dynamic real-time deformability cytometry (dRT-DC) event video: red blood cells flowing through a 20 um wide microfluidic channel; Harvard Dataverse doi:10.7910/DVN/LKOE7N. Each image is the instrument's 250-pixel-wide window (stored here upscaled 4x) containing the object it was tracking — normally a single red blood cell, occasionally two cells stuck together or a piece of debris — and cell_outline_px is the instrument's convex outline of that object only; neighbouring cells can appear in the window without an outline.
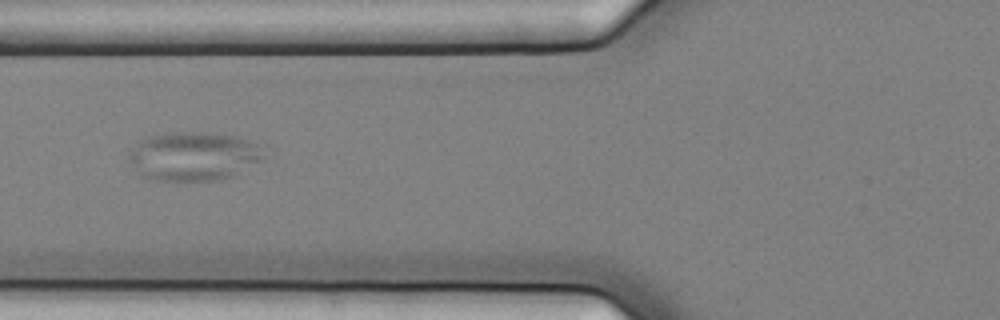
{"species": "common noctule bat (a hibernating species)", "species_latin": "Nyctalus noctula", "temperature_condition": "cold", "stored_images_in_passage": 3, "camera_frame_rate_fps": 3000, "um_per_image_px": 0.085, "animal": {"sex": "female", "body_mass_g": 25.1}, "frame": {"image": 1, "passage_image": 3, "time_ms": 0.667, "image_size_px": [1000, 320], "cell_outline_px": [[264, 160], [236, 176], [220, 180], [152, 180], [140, 176], [132, 160], [132, 152], [136, 144], [140, 140], [148, 136], [172, 132], [204, 132], [236, 136], [264, 144]], "centroid_in_image_um": [16.59, 13.28], "position_along_channel_um": 109.2, "area_um2": 38.73}}